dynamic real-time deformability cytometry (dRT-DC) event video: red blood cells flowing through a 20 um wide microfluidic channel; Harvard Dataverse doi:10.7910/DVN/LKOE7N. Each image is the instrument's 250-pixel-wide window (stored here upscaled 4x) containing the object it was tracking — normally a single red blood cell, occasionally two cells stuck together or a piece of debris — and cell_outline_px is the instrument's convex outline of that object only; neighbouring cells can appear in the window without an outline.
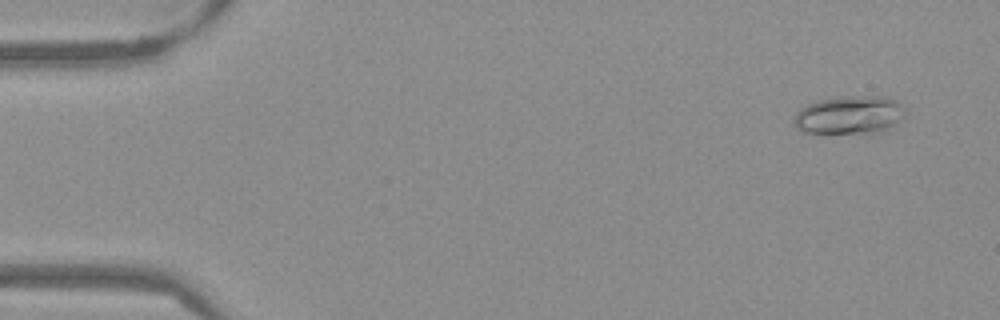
{"species": "Egyptian fruit bat (a non-hibernating species)", "species_latin": "Rousettus aegyptiacus", "temperature_condition": "warm", "stored_images_in_passage": 53, "camera_frame_rate_fps": 3000, "um_per_image_px": 0.085, "frame": {"image": 1, "passage_image": 4, "time_ms": 1.0, "image_size_px": [1000, 320], "cell_outline_px": [[904, 120], [888, 132], [804, 132], [796, 128], [796, 112], [808, 104], [816, 100], [840, 96], [888, 96], [896, 100], [904, 108]], "centroid_in_image_um": [72.31, 9.76], "position_along_channel_um": 12.7, "area_um2": 24.97}}
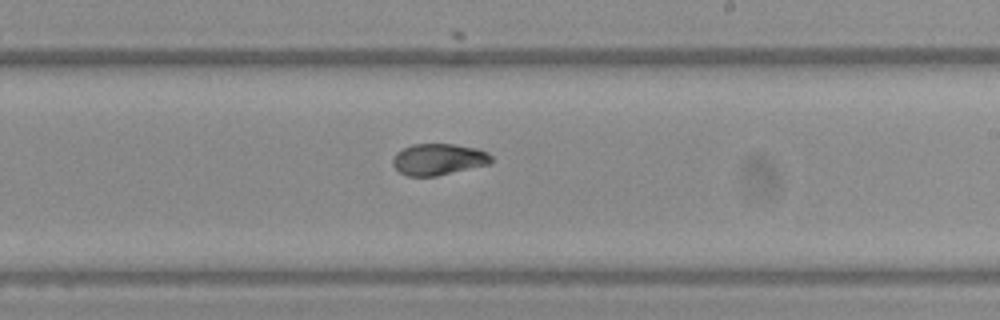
{"frame": {"image": 2, "passage_image": 32, "time_ms": 10.333, "image_size_px": [1000, 320], "cell_outline_px": [[492, 164], [436, 176], [408, 176], [400, 172], [392, 164], [392, 156], [396, 152], [412, 144], [452, 144], [476, 148], [488, 152], [492, 156]], "centroid_in_image_um": [37.28, 13.54], "position_along_channel_um": 251.7, "area_um2": 18.21}}
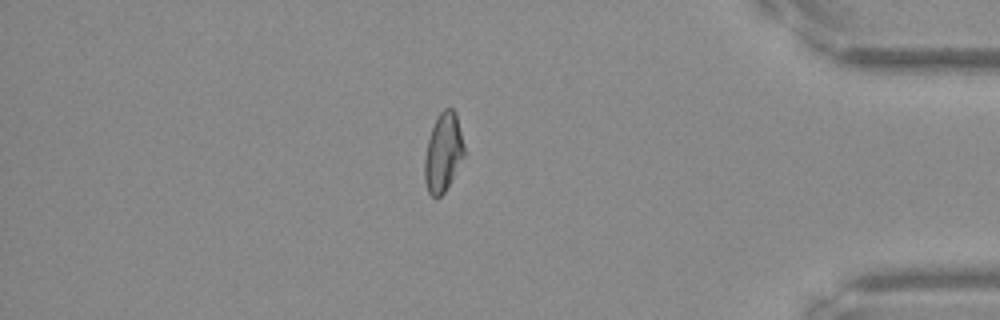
{"frame": {"image": 3, "passage_image": 46, "time_ms": 15.0, "image_size_px": [1000, 320], "cell_outline_px": [[464, 156], [452, 180], [444, 192], [440, 196], [432, 196], [428, 192], [424, 180], [424, 160], [428, 140], [432, 128], [440, 112], [444, 108], [452, 108], [456, 112], [464, 148]], "centroid_in_image_um": [37.66, 12.97], "position_along_channel_um": 397.5, "area_um2": 17.98}, "authors_computed_cell_mechanics": {"area_um2": 18.8428, "velocity_mm_per_s": 3.8418, "shape_relaxation_time_tau1_ms": 8.8387, "shape_relaxation_time_tau2_ms": 1.8536, "deformation_change_tau1": 0.2126, "deformation_change_tau2": 0.0551}}